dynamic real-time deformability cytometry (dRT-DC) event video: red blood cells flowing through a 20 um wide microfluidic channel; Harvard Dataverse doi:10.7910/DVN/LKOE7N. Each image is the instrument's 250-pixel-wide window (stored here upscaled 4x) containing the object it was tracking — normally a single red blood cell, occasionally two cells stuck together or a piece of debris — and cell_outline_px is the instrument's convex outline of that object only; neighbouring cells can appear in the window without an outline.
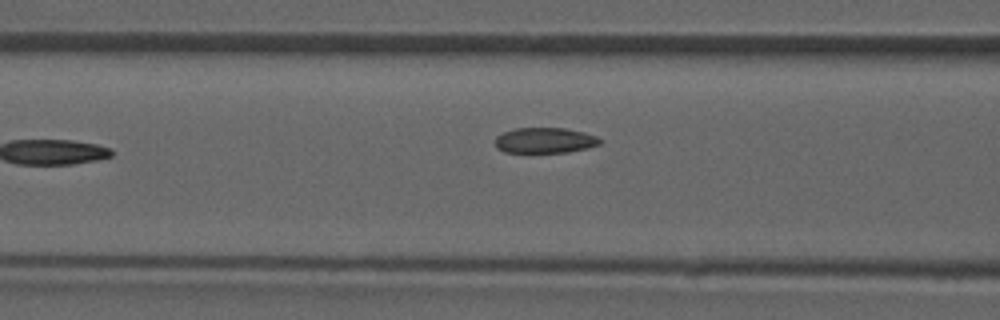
{"species": "common noctule bat (a hibernating species)", "species_latin": "Nyctalus noctula", "temperature_condition": "room temperature", "stored_images_in_passage": 4, "camera_frame_rate_fps": 3000, "um_per_image_px": 0.085, "animal": {"sex": "male", "forearm_length_mm": 52.5}, "frame": {"image": 1, "passage_image": 4, "time_ms": 3.667, "image_size_px": [1000, 320], "cell_outline_px": [[604, 140], [600, 144], [588, 148], [568, 152], [504, 152], [496, 148], [496, 136], [504, 132], [516, 128], [564, 128], [584, 132], [596, 136]], "centroid_in_image_um": [46.34, 11.93], "position_along_channel_um": 120.3, "area_um2": 15.61}}